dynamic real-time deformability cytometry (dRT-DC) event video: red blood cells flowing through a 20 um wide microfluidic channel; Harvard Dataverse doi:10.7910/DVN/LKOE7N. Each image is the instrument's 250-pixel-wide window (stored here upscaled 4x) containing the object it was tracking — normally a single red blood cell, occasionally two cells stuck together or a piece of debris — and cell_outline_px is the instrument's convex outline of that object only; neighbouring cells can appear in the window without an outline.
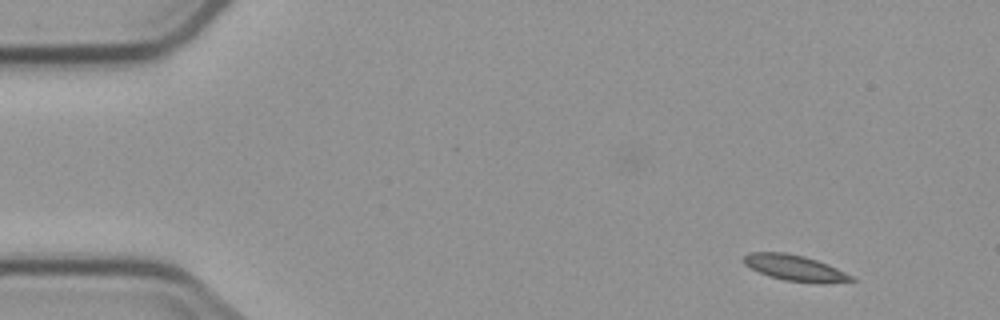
{"species": "common noctule bat (a hibernating species)", "species_latin": "Nyctalus noctula", "temperature_condition": "cold", "stored_images_in_passage": 4, "camera_frame_rate_fps": 3000, "um_per_image_px": 0.085, "animal": {"sex": "male", "body_mass_g": 23.1, "forearm_length_mm": 52.7}, "frame": {"image": 1, "passage_image": 1, "time_ms": 0.0, "image_size_px": [1000, 320], "cell_outline_px": [[856, 280], [824, 284], [820, 284], [784, 280], [768, 276], [744, 264], [744, 256], [748, 252], [784, 252], [804, 256], [828, 264], [852, 276]], "centroid_in_image_um": [67.57, 22.78], "position_along_channel_um": 17.4, "area_um2": 16.18}}
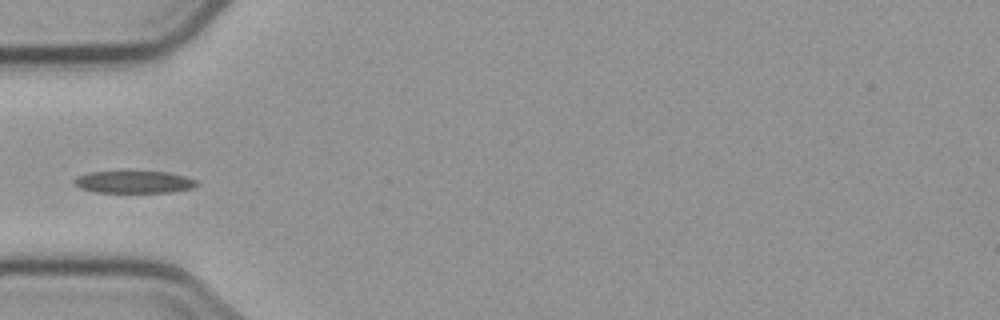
{"frame": {"image": 2, "passage_image": 4, "time_ms": 4.333, "image_size_px": [1000, 320], "cell_outline_px": [[200, 184], [192, 188], [172, 192], [96, 192], [80, 188], [72, 184], [72, 180], [76, 176], [88, 172], [168, 172], [184, 176], [196, 180]], "centroid_in_image_um": [11.36, 15.47], "position_along_channel_um": 73.6, "area_um2": 15.9}}